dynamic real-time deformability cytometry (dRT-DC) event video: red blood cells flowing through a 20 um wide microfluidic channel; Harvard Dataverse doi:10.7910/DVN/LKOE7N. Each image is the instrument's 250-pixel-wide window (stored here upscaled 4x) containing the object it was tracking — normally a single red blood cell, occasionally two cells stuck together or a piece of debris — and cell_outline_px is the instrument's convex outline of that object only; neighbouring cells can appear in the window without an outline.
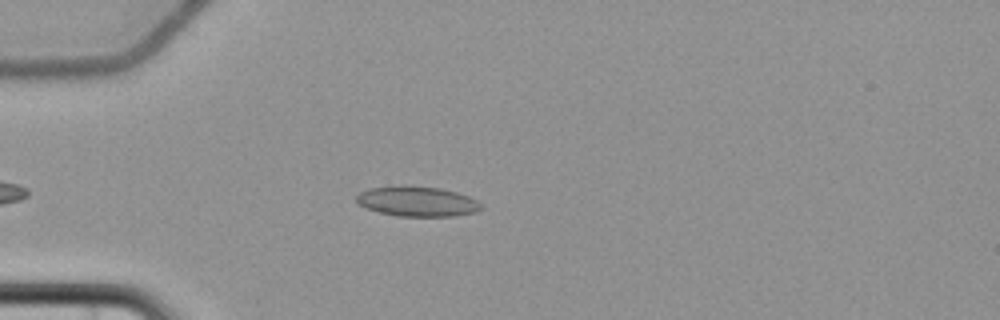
{"species": "common noctule bat (a hibernating species)", "species_latin": "Nyctalus noctula", "temperature_condition": "cold", "stored_images_in_passage": 5, "camera_frame_rate_fps": 3000, "um_per_image_px": 0.085, "animal": {"sex": "female", "body_mass_g": 22.7, "forearm_length_mm": 54.2}, "frame": {"image": 1, "passage_image": 5, "time_ms": 4.667, "image_size_px": [1000, 320], "cell_outline_px": [[484, 208], [476, 212], [456, 216], [396, 216], [364, 208], [356, 204], [356, 196], [360, 192], [368, 188], [404, 184], [440, 188], [456, 192], [468, 196], [476, 200]], "centroid_in_image_um": [35.42, 17.11], "position_along_channel_um": 49.6, "area_um2": 22.25}}